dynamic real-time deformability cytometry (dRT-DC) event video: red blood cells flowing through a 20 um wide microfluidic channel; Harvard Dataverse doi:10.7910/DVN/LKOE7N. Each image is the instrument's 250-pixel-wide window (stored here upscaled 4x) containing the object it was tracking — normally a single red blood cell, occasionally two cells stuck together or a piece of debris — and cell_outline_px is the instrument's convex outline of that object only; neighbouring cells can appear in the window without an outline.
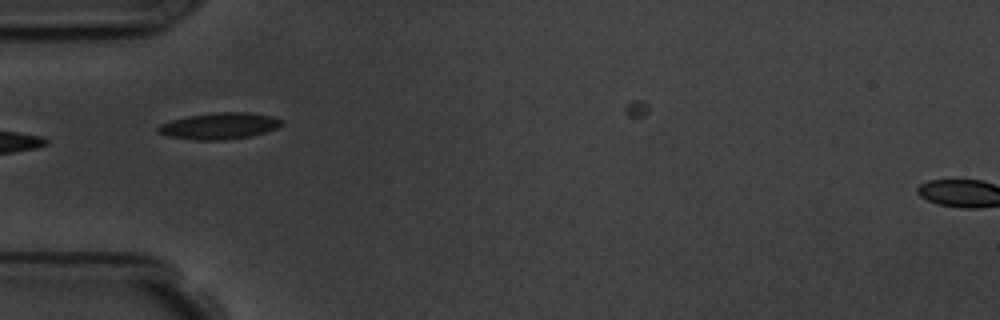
{"species": "common noctule bat (a hibernating species)", "species_latin": "Nyctalus noctula", "temperature_condition": "room temperature", "stored_images_in_passage": 4, "camera_frame_rate_fps": 3000, "um_per_image_px": 0.085, "animal": {"sex": "male", "body_mass_g": 19.5, "forearm_length_mm": 54.6}, "frame": {"image": 1, "passage_image": 3, "time_ms": 2.0, "image_size_px": [1000, 320], "cell_outline_px": [[284, 124], [276, 128], [264, 132], [248, 136], [224, 140], [196, 140], [168, 136], [156, 132], [156, 128], [160, 124], [172, 120], [188, 116], [212, 112], [252, 112], [272, 116], [284, 120]], "centroid_in_image_um": [18.65, 10.69], "position_along_channel_um": 66.4, "area_um2": 19.13}}